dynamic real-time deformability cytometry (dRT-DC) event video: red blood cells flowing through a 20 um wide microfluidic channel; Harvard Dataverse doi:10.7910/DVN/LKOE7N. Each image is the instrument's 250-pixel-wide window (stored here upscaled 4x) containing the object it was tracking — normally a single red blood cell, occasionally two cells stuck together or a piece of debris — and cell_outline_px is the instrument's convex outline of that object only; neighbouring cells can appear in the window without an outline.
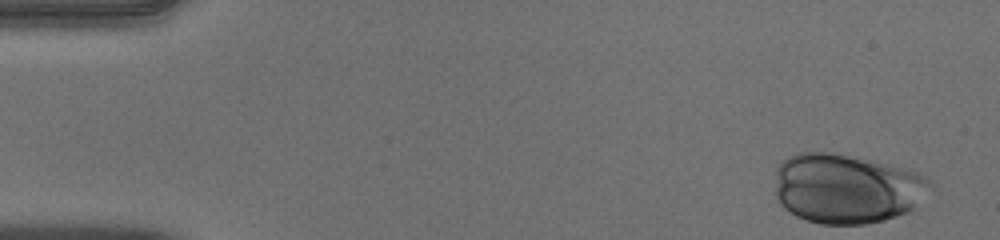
{"species": "human", "species_latin": "Homo sapiens", "temperature_condition": "warm", "stored_images_in_passage": 41, "camera_frame_rate_fps": 3000, "um_per_image_px": 0.085, "donor": {"sex": "male"}, "frame": {"image": 1, "passage_image": 1, "time_ms": 0.0, "image_size_px": [1000, 240], "cell_outline_px": [[932, 188], [908, 212], [884, 220], [868, 224], [820, 224], [796, 216], [784, 208], [776, 200], [776, 168], [788, 156], [796, 152], [832, 152], [872, 160], [904, 168], [916, 172], [932, 180]], "centroid_in_image_um": [71.95, 16.02], "position_along_channel_um": 13.1, "area_um2": 63.23}}
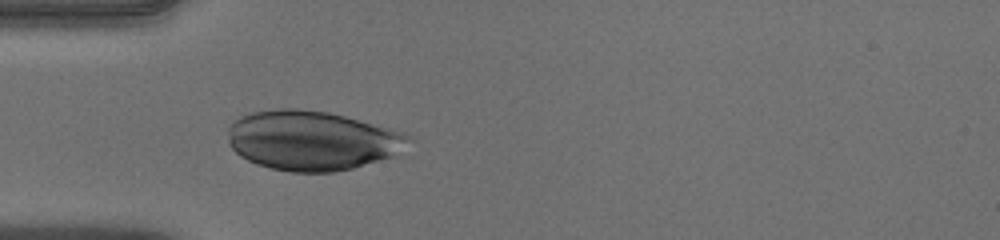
{"frame": {"image": 2, "passage_image": 14, "time_ms": 4.333, "image_size_px": [1000, 240], "cell_outline_px": [[412, 140], [392, 156], [352, 168], [332, 172], [292, 172], [272, 168], [256, 164], [240, 156], [228, 144], [228, 128], [232, 120], [240, 116], [252, 112], [280, 108], [296, 108], [328, 112], [344, 116], [388, 128], [400, 132], [408, 136]], "centroid_in_image_um": [26.43, 11.93], "position_along_channel_um": 58.6, "area_um2": 62.31}}
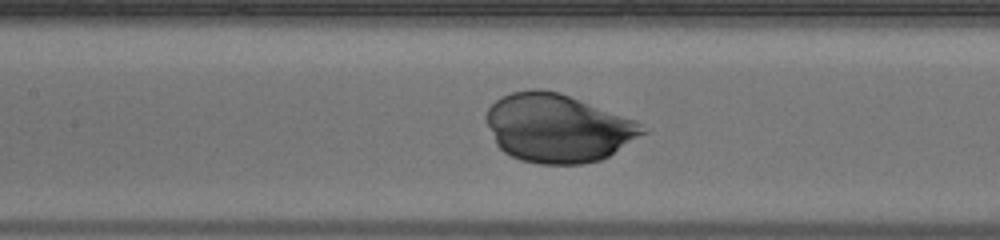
{"frame": {"image": 3, "passage_image": 22, "time_ms": 7.0, "image_size_px": [1000, 240], "cell_outline_px": [[648, 132], [608, 156], [600, 160], [584, 164], [540, 164], [520, 160], [504, 152], [496, 144], [484, 116], [488, 108], [500, 96], [512, 92], [532, 88], [540, 88], [560, 92], [636, 120]], "centroid_in_image_um": [47.4, 10.88], "position_along_channel_um": 160.0, "area_um2": 62.42}}